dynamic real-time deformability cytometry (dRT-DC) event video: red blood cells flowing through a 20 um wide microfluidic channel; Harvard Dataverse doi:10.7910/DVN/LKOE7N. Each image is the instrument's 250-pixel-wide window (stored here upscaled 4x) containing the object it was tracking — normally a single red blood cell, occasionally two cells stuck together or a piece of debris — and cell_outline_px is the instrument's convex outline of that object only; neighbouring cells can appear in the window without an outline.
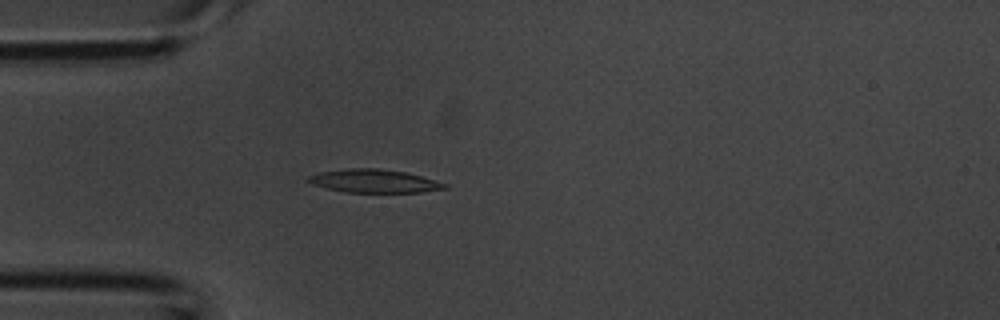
{"species": "common noctule bat (a hibernating species)", "species_latin": "Nyctalus noctula", "temperature_condition": "room temperature", "stored_images_in_passage": 4, "camera_frame_rate_fps": 3000, "um_per_image_px": 0.085, "animal": {"sex": "male", "body_mass_g": 20.1, "forearm_length_mm": 53.5}, "frame": {"image": 1, "passage_image": 4, "time_ms": 1.0, "image_size_px": [1000, 320], "cell_outline_px": [[448, 188], [420, 192], [344, 192], [312, 184], [304, 180], [308, 176], [320, 172], [348, 168], [376, 168], [404, 172], [420, 176], [448, 184]], "centroid_in_image_um": [31.76, 15.39], "position_along_channel_um": 53.2, "area_um2": 18.32}}